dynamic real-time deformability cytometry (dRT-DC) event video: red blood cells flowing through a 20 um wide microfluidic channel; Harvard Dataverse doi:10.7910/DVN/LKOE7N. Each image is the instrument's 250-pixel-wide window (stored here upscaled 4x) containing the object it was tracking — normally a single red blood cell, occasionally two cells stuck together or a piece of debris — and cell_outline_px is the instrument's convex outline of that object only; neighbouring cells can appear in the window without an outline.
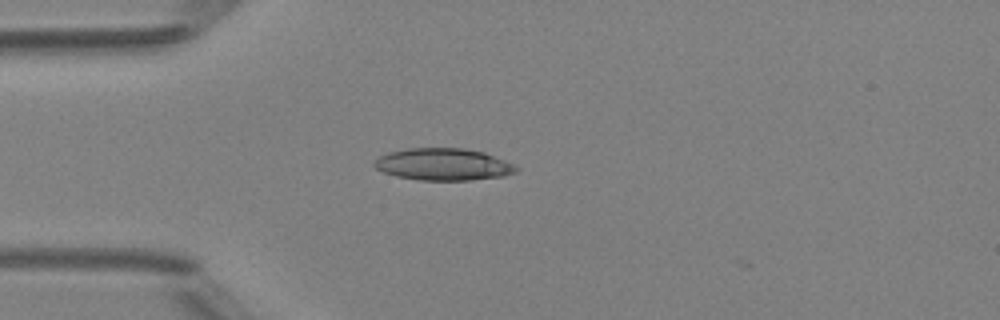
{"species": "Egyptian fruit bat (a non-hibernating species)", "species_latin": "Rousettus aegyptiacus", "temperature_condition": "room temperature", "stored_images_in_passage": 2, "camera_frame_rate_fps": 3000, "um_per_image_px": 0.085, "animal": {"sex": "female"}, "frame": {"image": 1, "passage_image": 1, "time_ms": 0.0, "image_size_px": [1000, 320], "cell_outline_px": [[520, 168], [516, 172], [504, 176], [468, 180], [420, 180], [396, 176], [384, 172], [376, 168], [372, 164], [380, 156], [388, 152], [408, 148], [464, 148], [484, 152], [504, 160]], "centroid_in_image_um": [37.68, 13.97], "position_along_channel_um": 47.3, "area_um2": 26.41}}